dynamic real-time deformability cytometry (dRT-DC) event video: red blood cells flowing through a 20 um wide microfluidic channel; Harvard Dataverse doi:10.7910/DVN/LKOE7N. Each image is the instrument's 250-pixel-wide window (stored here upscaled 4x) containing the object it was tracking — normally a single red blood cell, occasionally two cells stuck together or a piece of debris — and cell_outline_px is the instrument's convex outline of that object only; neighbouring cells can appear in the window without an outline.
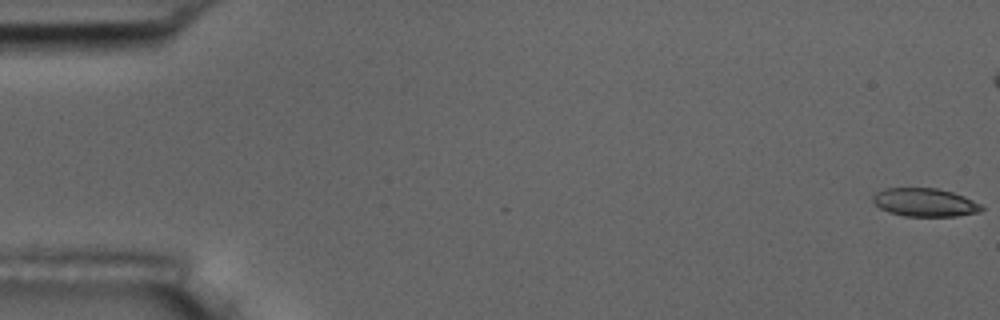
{"species": "common noctule bat (a hibernating species)", "species_latin": "Nyctalus noctula", "temperature_condition": "room temperature", "stored_images_in_passage": 10, "camera_frame_rate_fps": 3000, "um_per_image_px": 0.085, "animal": {"sex": "male", "body_mass_g": 17.5, "forearm_length_mm": 52.3}, "frame": {"image": 1, "passage_image": 1, "time_ms": 0.0, "image_size_px": [1000, 320], "cell_outline_px": [[984, 208], [980, 212], [956, 216], [904, 216], [888, 212], [880, 208], [872, 200], [872, 196], [876, 192], [884, 188], [936, 188], [952, 192], [964, 196], [980, 204]], "centroid_in_image_um": [78.59, 17.2], "position_along_channel_um": 6.4, "area_um2": 17.92}}
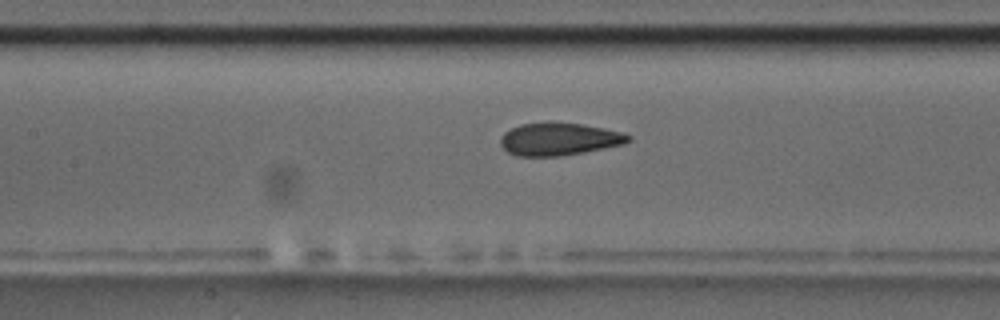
{"frame": {"image": 2, "passage_image": 9, "time_ms": 10.333, "image_size_px": [1000, 320], "cell_outline_px": [[632, 140], [624, 144], [584, 152], [560, 156], [516, 156], [508, 152], [500, 144], [500, 140], [504, 132], [520, 124], [584, 124], [604, 128], [620, 132], [632, 136]], "centroid_in_image_um": [47.54, 11.85], "position_along_channel_um": 159.9, "area_um2": 23.81}}
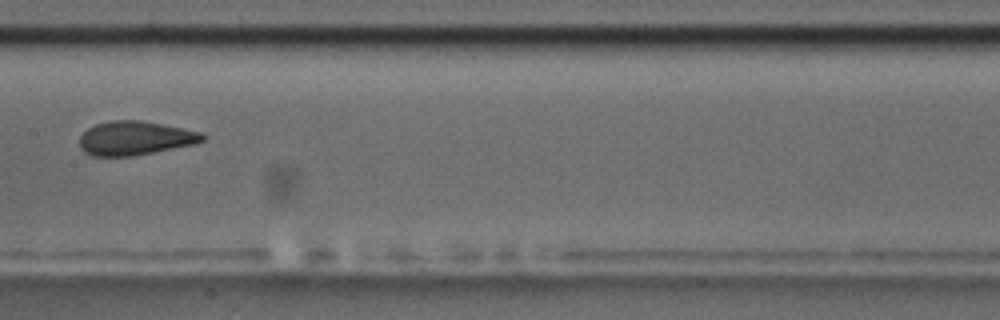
{"frame": {"image": 3, "passage_image": 10, "time_ms": 11.333, "image_size_px": [1000, 320], "cell_outline_px": [[208, 136], [204, 140], [196, 144], [132, 156], [92, 156], [84, 152], [80, 148], [80, 136], [88, 128], [96, 124], [112, 120], [140, 120], [204, 132]], "centroid_in_image_um": [11.52, 11.74], "position_along_channel_um": 195.9, "area_um2": 24.45}}